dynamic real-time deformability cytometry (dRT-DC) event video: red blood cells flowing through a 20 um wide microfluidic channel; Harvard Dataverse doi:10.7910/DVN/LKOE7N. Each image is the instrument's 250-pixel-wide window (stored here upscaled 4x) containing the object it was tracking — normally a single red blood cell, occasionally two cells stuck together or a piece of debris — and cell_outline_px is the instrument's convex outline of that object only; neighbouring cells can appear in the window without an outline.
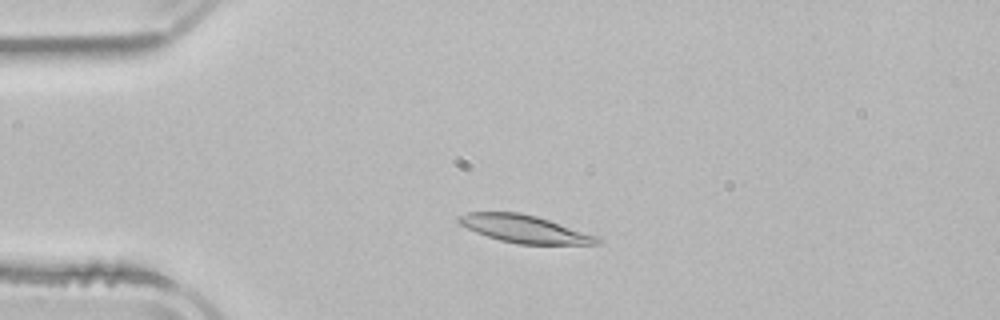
{"species": "common noctule bat (a hibernating species)", "species_latin": "Nyctalus noctula", "temperature_condition": "room temperature", "stored_images_in_passage": 3, "camera_frame_rate_fps": 3000, "um_per_image_px": 0.085, "animal": {"sex": "male", "body_mass_g": 21.5, "forearm_length_mm": 52.0}, "frame": {"image": 1, "passage_image": 2, "time_ms": 1.333, "image_size_px": [1000, 320], "cell_outline_px": [[600, 244], [520, 244], [500, 240], [476, 232], [460, 224], [456, 220], [456, 216], [468, 212], [520, 212], [536, 216], [600, 236]], "centroid_in_image_um": [44.59, 19.45], "position_along_channel_um": 40.4, "area_um2": 22.25}}